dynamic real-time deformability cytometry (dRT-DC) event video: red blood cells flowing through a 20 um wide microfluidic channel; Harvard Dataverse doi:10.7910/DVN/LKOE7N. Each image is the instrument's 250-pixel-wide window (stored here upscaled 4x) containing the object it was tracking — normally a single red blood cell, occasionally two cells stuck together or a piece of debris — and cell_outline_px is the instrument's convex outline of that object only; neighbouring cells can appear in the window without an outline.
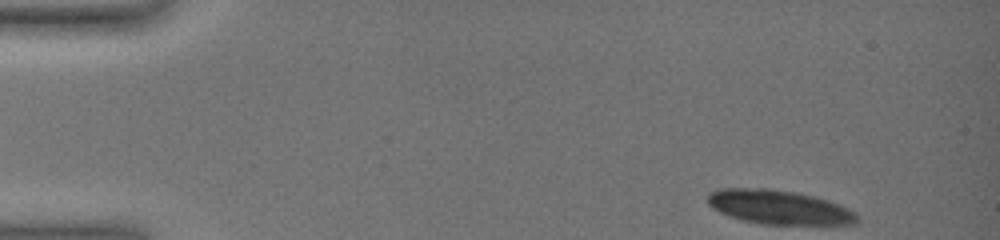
{"species": "common noctule bat (a hibernating species)", "species_latin": "Nyctalus noctula", "temperature_condition": "warm", "stored_images_in_passage": 48, "camera_frame_rate_fps": 3000, "um_per_image_px": 0.085, "animal": {"sex": "female", "body_mass_g": 19.0, "forearm_length_mm": 51.5}, "frame": {"image": 1, "passage_image": 1, "time_ms": 0.0, "image_size_px": [1000, 240], "cell_outline_px": [[860, 220], [856, 224], [760, 224], [728, 216], [712, 208], [708, 204], [708, 192], [716, 188], [768, 188], [796, 192], [816, 196], [828, 200], [848, 208], [856, 212]], "centroid_in_image_um": [66.21, 17.6], "position_along_channel_um": 18.8, "area_um2": 30.0}}
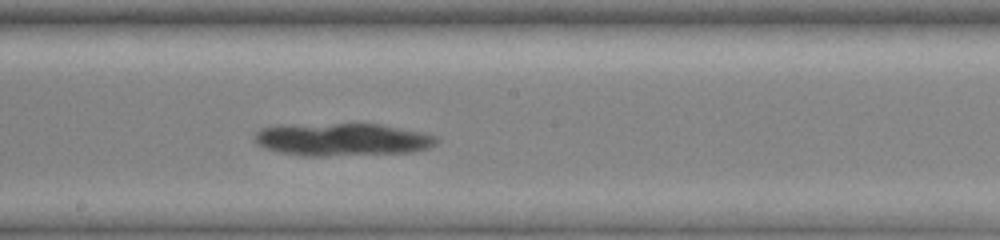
{"frame": {"image": 2, "passage_image": 24, "time_ms": 9.0, "image_size_px": [1000, 240], "cell_outline_px": [[440, 140], [436, 144], [428, 148], [412, 152], [328, 156], [300, 156], [276, 152], [264, 148], [256, 144], [252, 136], [260, 128], [276, 124], [380, 124], [424, 132], [440, 136]], "centroid_in_image_um": [29.05, 11.85], "position_along_channel_um": 219.2, "area_um2": 35.55}}
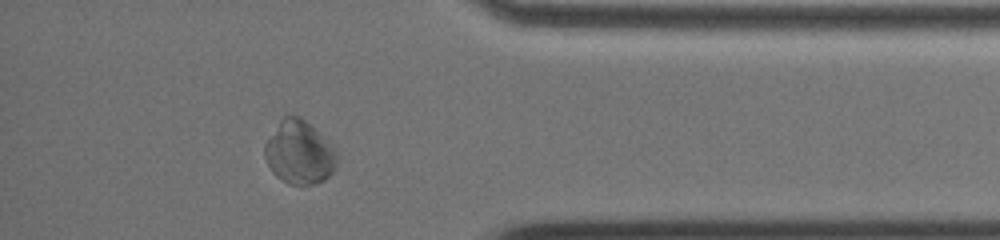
{"frame": {"image": 3, "passage_image": 43, "time_ms": 14.667, "image_size_px": [1000, 240], "cell_outline_px": [[340, 156], [336, 168], [324, 180], [316, 184], [288, 184], [276, 176], [272, 172], [264, 156], [264, 144], [280, 120], [284, 116], [300, 116], [336, 144]], "centroid_in_image_um": [25.51, 12.95], "position_along_channel_um": 409.7, "area_um2": 27.4}}